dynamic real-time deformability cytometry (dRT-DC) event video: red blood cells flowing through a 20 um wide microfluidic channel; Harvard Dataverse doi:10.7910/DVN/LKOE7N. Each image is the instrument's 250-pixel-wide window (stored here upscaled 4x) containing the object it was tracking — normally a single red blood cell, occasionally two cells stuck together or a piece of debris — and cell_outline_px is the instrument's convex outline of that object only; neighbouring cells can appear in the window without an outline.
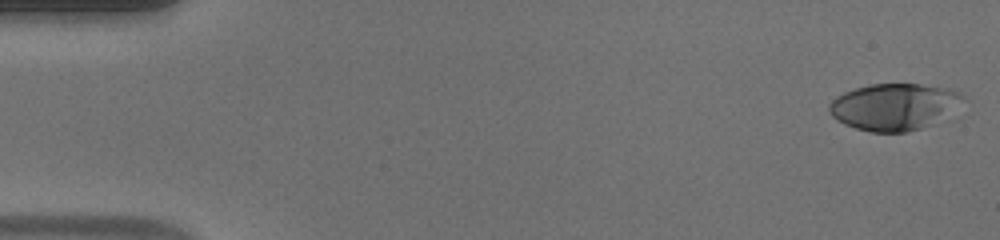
{"species": "human", "species_latin": "Homo sapiens", "temperature_condition": "warm", "stored_images_in_passage": 52, "camera_frame_rate_fps": 3000, "um_per_image_px": 0.085, "donor": {"sex": "male"}, "frame": {"image": 1, "passage_image": 1, "time_ms": 0.0, "image_size_px": [1000, 240], "cell_outline_px": [[960, 96], [956, 120], [908, 132], [872, 132], [856, 128], [844, 124], [836, 120], [828, 112], [828, 104], [836, 96], [844, 92], [856, 88], [872, 84], [920, 84], [952, 88], [960, 92]], "centroid_in_image_um": [76.12, 9.11], "position_along_channel_um": 8.9, "area_um2": 37.69}}
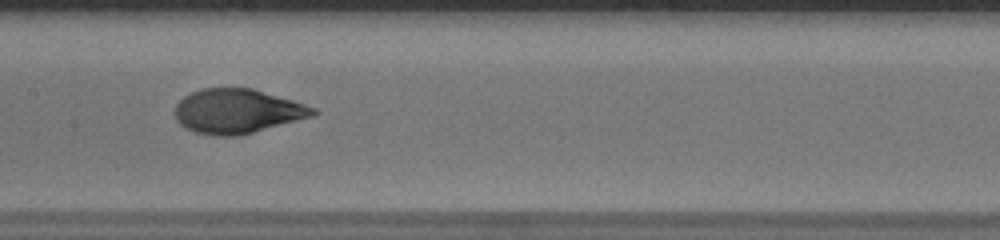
{"frame": {"image": 2, "passage_image": 26, "time_ms": 8.333, "image_size_px": [1000, 240], "cell_outline_px": [[320, 112], [312, 116], [240, 136], [212, 136], [196, 132], [184, 128], [176, 120], [176, 104], [184, 96], [200, 88], [252, 88], [292, 100], [316, 108]], "centroid_in_image_um": [20.16, 9.46], "position_along_channel_um": 187.2, "area_um2": 35.72}}
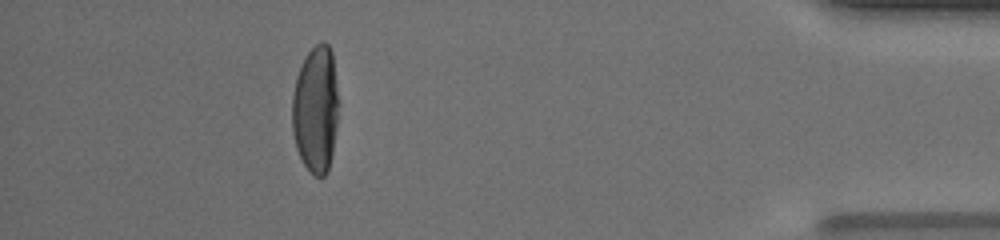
{"frame": {"image": 3, "passage_image": 47, "time_ms": 15.333, "image_size_px": [1000, 240], "cell_outline_px": [[336, 128], [332, 152], [328, 172], [324, 176], [316, 176], [304, 164], [296, 148], [292, 132], [292, 96], [296, 76], [304, 56], [316, 44], [324, 40], [328, 44], [332, 52], [336, 84]], "centroid_in_image_um": [26.8, 9.26], "position_along_channel_um": 408.4, "area_um2": 34.1}, "authors_computed_cell_mechanics": {"area_um2": 35.7204, "velocity_mm_per_s": 3.9153, "shape_relaxation_time_tau1_ms": 5.2169, "shape_relaxation_time_tau2_ms": null, "deformation_change_tau1": 0.2749, "deformation_change_tau2": null}}